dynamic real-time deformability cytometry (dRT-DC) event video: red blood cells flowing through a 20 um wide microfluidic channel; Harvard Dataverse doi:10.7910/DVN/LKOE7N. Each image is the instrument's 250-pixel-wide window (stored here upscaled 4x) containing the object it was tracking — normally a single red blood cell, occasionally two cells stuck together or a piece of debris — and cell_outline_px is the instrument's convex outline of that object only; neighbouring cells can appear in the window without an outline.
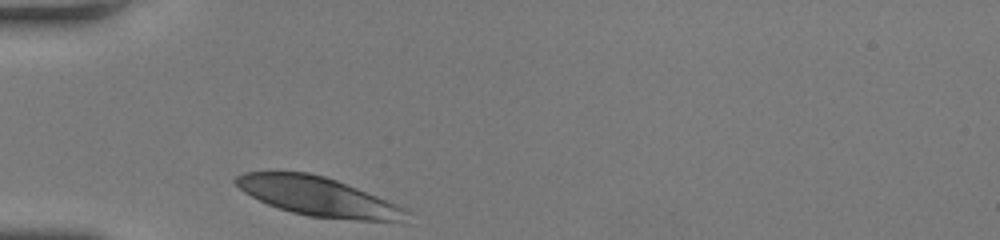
{"species": "human", "species_latin": "Homo sapiens", "temperature_condition": "room temperature", "stored_images_in_passage": 26, "camera_frame_rate_fps": 3000, "um_per_image_px": 0.085, "donor": {"sex": "female"}, "frame": {"image": 1, "passage_image": 1, "time_ms": 0.0, "image_size_px": [1000, 240], "cell_outline_px": [[412, 212], [396, 220], [356, 220], [308, 216], [292, 212], [268, 204], [244, 192], [232, 180], [236, 176], [244, 172], [308, 172], [324, 176], [336, 180], [396, 204]], "centroid_in_image_um": [26.96, 16.69], "position_along_channel_um": 58.0, "area_um2": 37.86}}
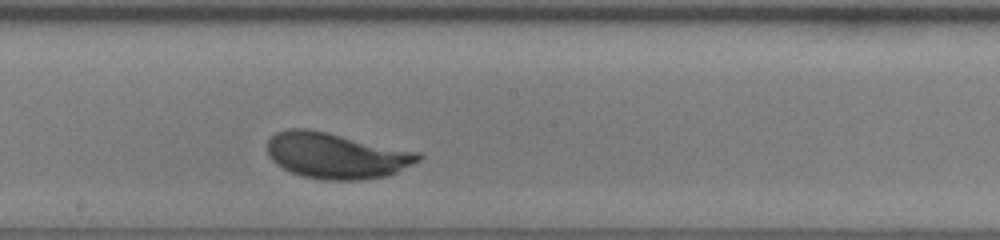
{"frame": {"image": 2, "passage_image": 14, "time_ms": 4.333, "image_size_px": [1000, 240], "cell_outline_px": [[424, 156], [420, 160], [388, 176], [360, 180], [324, 180], [304, 176], [292, 172], [276, 164], [268, 156], [268, 140], [276, 132], [288, 128], [308, 128], [328, 132], [420, 152]], "centroid_in_image_um": [28.59, 13.22], "position_along_channel_um": 219.6, "area_um2": 40.46}}
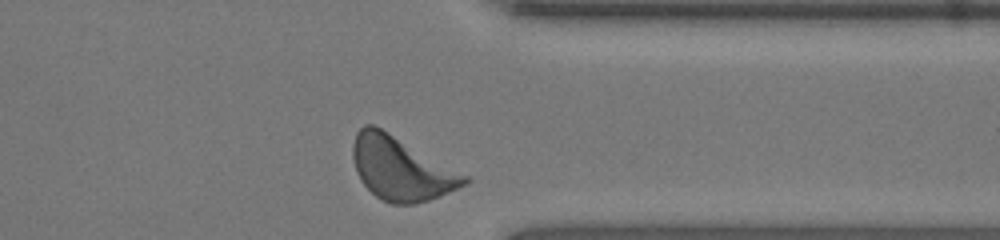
{"frame": {"image": 3, "passage_image": 26, "time_ms": 8.333, "image_size_px": [1000, 240], "cell_outline_px": [[472, 180], [468, 184], [428, 200], [412, 204], [392, 204], [376, 196], [360, 180], [356, 172], [352, 156], [352, 144], [356, 132], [364, 124], [372, 124], [380, 128], [468, 176]], "centroid_in_image_um": [34.06, 14.33], "position_along_channel_um": 377.3, "area_um2": 40.63}, "authors_computed_cell_mechanics": {"area_um2": 39.7953, "velocity_mm_per_s": 3.9826, "shape_relaxation_time_tau1_ms": 1.2867, "shape_relaxation_time_tau2_ms": null, "deformation_change_tau1": 0.1131, "deformation_change_tau2": null}}